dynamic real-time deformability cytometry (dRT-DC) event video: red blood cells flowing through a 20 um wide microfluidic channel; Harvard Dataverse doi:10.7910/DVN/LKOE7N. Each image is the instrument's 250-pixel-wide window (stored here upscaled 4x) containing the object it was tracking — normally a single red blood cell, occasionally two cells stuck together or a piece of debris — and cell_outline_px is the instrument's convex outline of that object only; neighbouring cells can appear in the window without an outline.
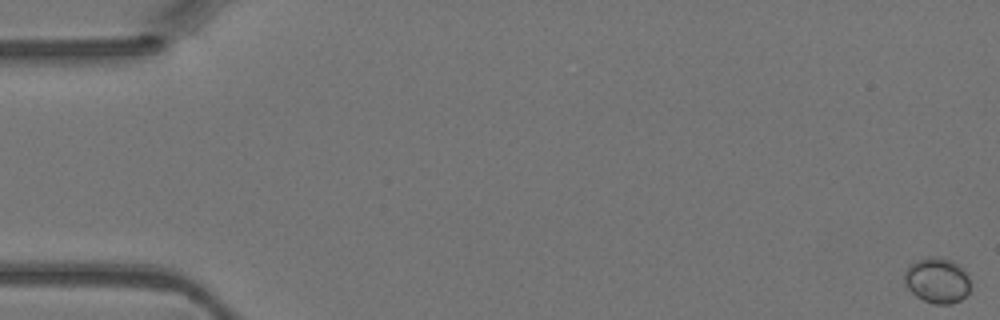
{"species": "Egyptian fruit bat (a non-hibernating species)", "species_latin": "Rousettus aegyptiacus", "temperature_condition": "warm", "stored_images_in_passage": 12, "camera_frame_rate_fps": 3000, "um_per_image_px": 0.085, "animal": {"sex": "female"}, "frame": {"image": 1, "passage_image": 1, "time_ms": 0.0, "image_size_px": [1000, 320], "cell_outline_px": [[972, 284], [968, 292], [960, 300], [948, 304], [936, 304], [924, 300], [916, 296], [908, 288], [904, 280], [904, 272], [916, 260], [928, 256], [940, 256], [952, 260], [968, 276]], "centroid_in_image_um": [79.66, 23.82], "position_along_channel_um": 5.3, "area_um2": 17.4}}